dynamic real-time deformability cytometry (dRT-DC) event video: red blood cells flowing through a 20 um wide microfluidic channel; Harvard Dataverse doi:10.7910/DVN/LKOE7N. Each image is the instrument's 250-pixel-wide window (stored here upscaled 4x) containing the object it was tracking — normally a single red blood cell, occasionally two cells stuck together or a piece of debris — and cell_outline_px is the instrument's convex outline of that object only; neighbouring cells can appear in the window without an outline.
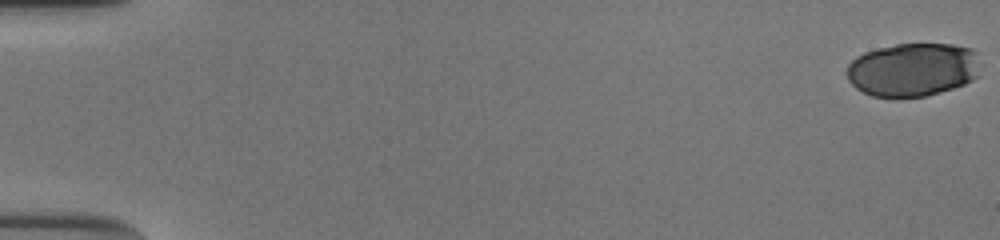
{"species": "human", "species_latin": "Homo sapiens", "temperature_condition": "cold", "stored_images_in_passage": 29, "camera_frame_rate_fps": 3000, "um_per_image_px": 0.085, "donor": {"sex": "male"}, "frame": {"image": 1, "passage_image": 1, "time_ms": 0.0, "image_size_px": [1000, 240], "cell_outline_px": [[976, 76], [972, 80], [964, 84], [940, 92], [924, 96], [900, 100], [892, 100], [872, 96], [856, 88], [848, 80], [848, 64], [856, 56], [864, 52], [876, 48], [896, 44], [952, 44], [972, 48], [976, 52]], "centroid_in_image_um": [77.52, 5.95], "position_along_channel_um": 7.5, "area_um2": 42.08}}
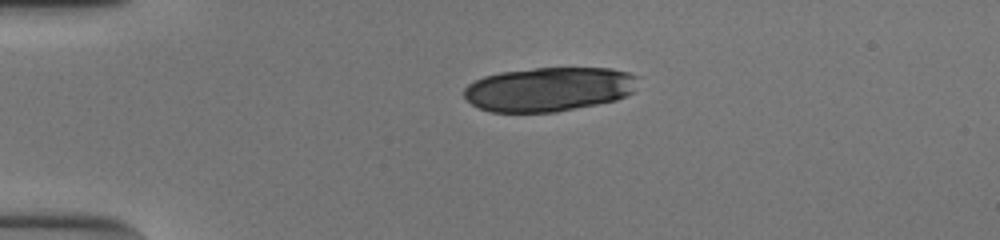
{"frame": {"image": 2, "passage_image": 14, "time_ms": 4.333, "image_size_px": [1000, 240], "cell_outline_px": [[640, 76], [636, 92], [616, 100], [556, 112], [492, 112], [480, 108], [472, 104], [464, 96], [464, 88], [468, 84], [484, 76], [500, 72], [536, 68], [612, 68], [628, 72]], "centroid_in_image_um": [46.72, 7.58], "position_along_channel_um": 38.3, "area_um2": 45.14}}